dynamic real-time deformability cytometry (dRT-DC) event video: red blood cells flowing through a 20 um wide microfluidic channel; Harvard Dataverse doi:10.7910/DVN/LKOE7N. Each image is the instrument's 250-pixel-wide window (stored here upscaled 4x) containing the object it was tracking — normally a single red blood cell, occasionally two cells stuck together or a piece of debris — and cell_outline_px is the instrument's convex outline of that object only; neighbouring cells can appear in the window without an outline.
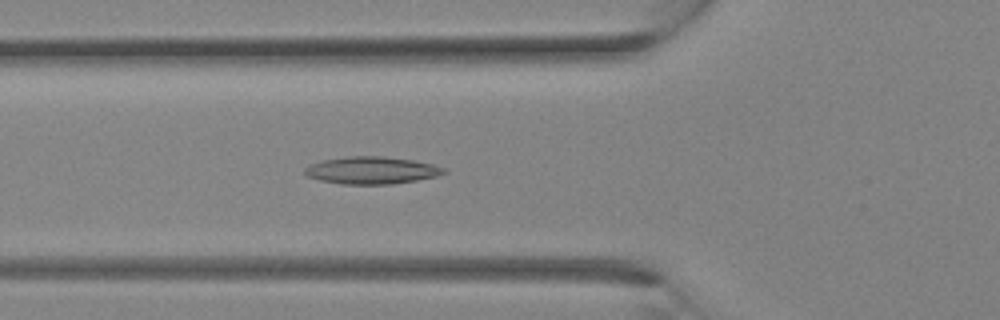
{"species": "Egyptian fruit bat (a non-hibernating species)", "species_latin": "Rousettus aegyptiacus", "temperature_condition": "room temperature", "stored_images_in_passage": 12, "camera_frame_rate_fps": 3000, "um_per_image_px": 0.085, "animal": {"sex": "female"}, "frame": {"image": 1, "passage_image": 6, "time_ms": 1.667, "image_size_px": [1000, 320], "cell_outline_px": [[448, 172], [436, 176], [416, 180], [392, 184], [340, 184], [320, 180], [308, 176], [304, 172], [304, 168], [312, 164], [324, 160], [348, 156], [380, 156], [412, 160], [432, 164], [444, 168]], "centroid_in_image_um": [31.59, 14.48], "position_along_channel_um": 94.2, "area_um2": 21.91}}
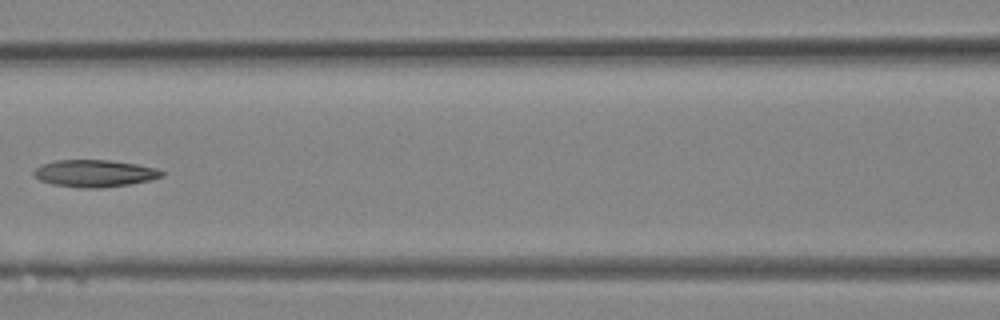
{"frame": {"image": 2, "passage_image": 9, "time_ms": 2.667, "image_size_px": [1000, 320], "cell_outline_px": [[164, 176], [152, 180], [104, 188], [80, 188], [52, 184], [40, 180], [32, 172], [40, 164], [56, 160], [108, 160], [136, 164], [156, 168], [164, 172]], "centroid_in_image_um": [8.04, 14.74], "position_along_channel_um": 158.6, "area_um2": 20.29}}
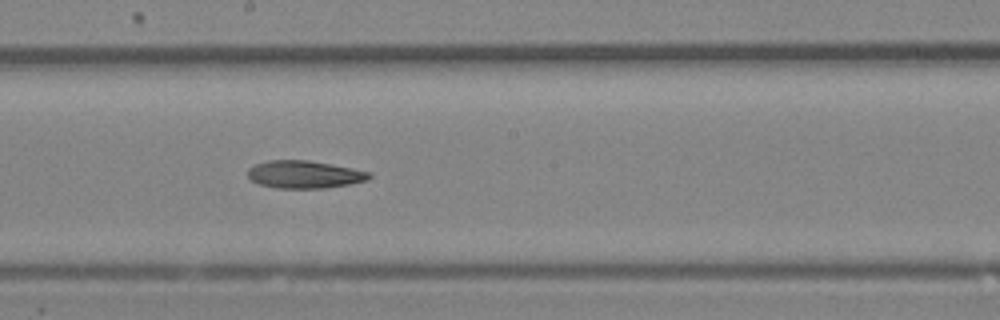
{"frame": {"image": 3, "passage_image": 12, "time_ms": 3.667, "image_size_px": [1000, 320], "cell_outline_px": [[372, 176], [368, 180], [348, 184], [324, 188], [276, 188], [260, 184], [252, 180], [248, 176], [248, 168], [256, 164], [268, 160], [308, 160], [352, 168], [372, 172]], "centroid_in_image_um": [25.89, 14.82], "position_along_channel_um": 222.3, "area_um2": 19.48}}